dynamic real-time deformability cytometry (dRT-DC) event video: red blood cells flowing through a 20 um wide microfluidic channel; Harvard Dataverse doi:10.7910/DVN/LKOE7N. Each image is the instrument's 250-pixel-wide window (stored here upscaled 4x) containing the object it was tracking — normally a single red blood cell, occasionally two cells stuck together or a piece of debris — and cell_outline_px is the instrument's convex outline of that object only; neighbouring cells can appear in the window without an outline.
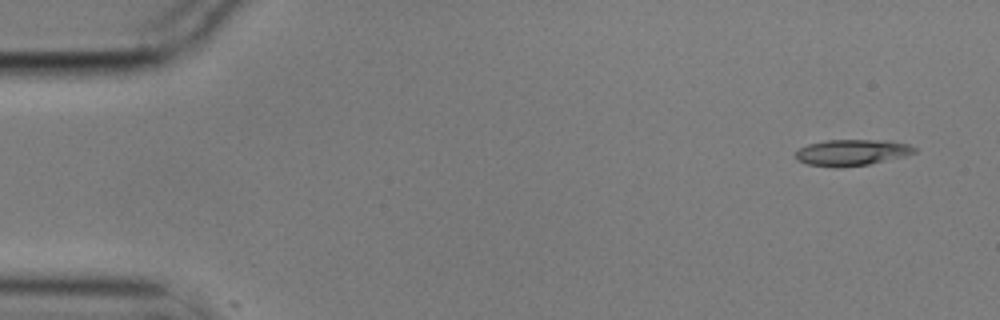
{"species": "common noctule bat (a hibernating species)", "species_latin": "Nyctalus noctula", "temperature_condition": "cold", "stored_images_in_passage": 8, "camera_frame_rate_fps": 3000, "um_per_image_px": 0.085, "animal": {"sex": "male", "body_mass_g": 17.9}, "frame": {"image": 1, "passage_image": 1, "time_ms": 0.0, "image_size_px": [1000, 320], "cell_outline_px": [[916, 152], [904, 156], [868, 164], [840, 168], [832, 168], [808, 164], [796, 160], [796, 152], [800, 148], [808, 144], [824, 140], [888, 140], [908, 144], [916, 148]], "centroid_in_image_um": [72.38, 12.96], "position_along_channel_um": 12.6, "area_um2": 18.21}}
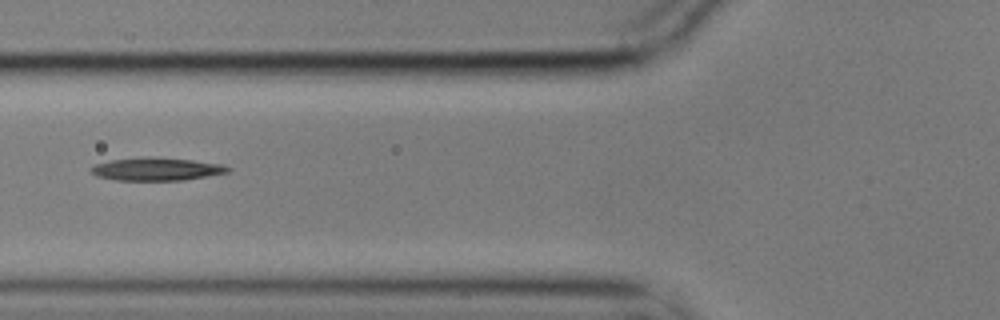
{"frame": {"image": 2, "passage_image": 6, "time_ms": 1.667, "image_size_px": [1000, 320], "cell_outline_px": [[232, 168], [228, 172], [208, 176], [184, 180], [116, 180], [96, 176], [88, 168], [96, 164], [112, 160], [144, 156], [148, 156], [192, 160], [224, 164]], "centroid_in_image_um": [13.32, 14.36], "position_along_channel_um": 112.5, "area_um2": 18.38}}
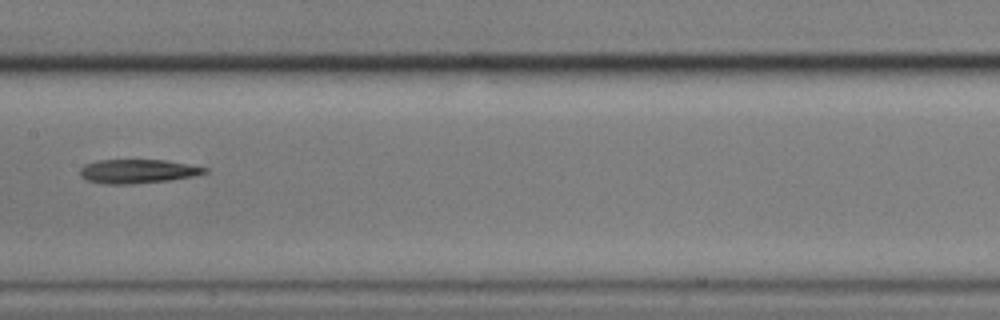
{"frame": {"image": 3, "passage_image": 8, "time_ms": 2.333, "image_size_px": [1000, 320], "cell_outline_px": [[208, 172], [192, 176], [168, 180], [132, 184], [104, 184], [88, 180], [80, 176], [80, 168], [84, 164], [96, 160], [164, 160], [188, 164], [208, 168]], "centroid_in_image_um": [11.66, 14.55], "position_along_channel_um": 195.7, "area_um2": 17.34}}